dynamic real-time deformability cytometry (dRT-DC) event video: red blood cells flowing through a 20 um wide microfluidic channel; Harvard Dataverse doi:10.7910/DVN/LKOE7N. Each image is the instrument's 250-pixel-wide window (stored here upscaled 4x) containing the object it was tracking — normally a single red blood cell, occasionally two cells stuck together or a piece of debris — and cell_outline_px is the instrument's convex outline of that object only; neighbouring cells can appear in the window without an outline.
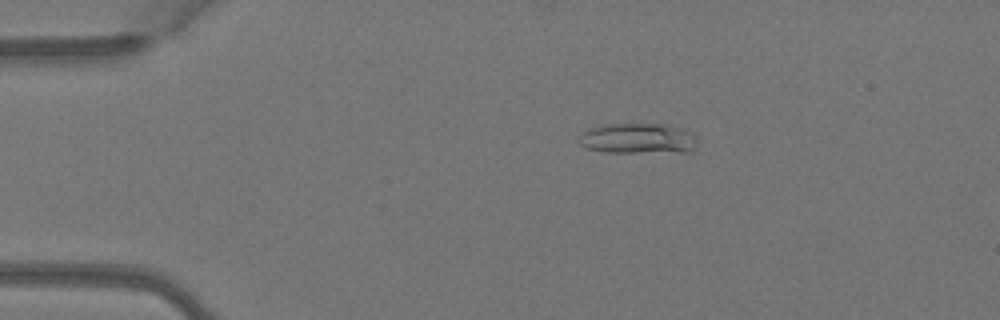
{"species": "Egyptian fruit bat (a non-hibernating species)", "species_latin": "Rousettus aegyptiacus", "temperature_condition": "warm", "stored_images_in_passage": 2, "camera_frame_rate_fps": 3000, "um_per_image_px": 0.085, "animal": {"sex": "female"}, "frame": {"image": 1, "passage_image": 1, "time_ms": 0.0, "image_size_px": [1000, 320], "cell_outline_px": [[696, 140], [692, 148], [688, 152], [604, 152], [588, 148], [580, 144], [580, 136], [588, 128], [604, 124], [668, 124], [692, 132], [696, 136]], "centroid_in_image_um": [54.23, 11.76], "position_along_channel_um": 30.8, "area_um2": 20.92}}